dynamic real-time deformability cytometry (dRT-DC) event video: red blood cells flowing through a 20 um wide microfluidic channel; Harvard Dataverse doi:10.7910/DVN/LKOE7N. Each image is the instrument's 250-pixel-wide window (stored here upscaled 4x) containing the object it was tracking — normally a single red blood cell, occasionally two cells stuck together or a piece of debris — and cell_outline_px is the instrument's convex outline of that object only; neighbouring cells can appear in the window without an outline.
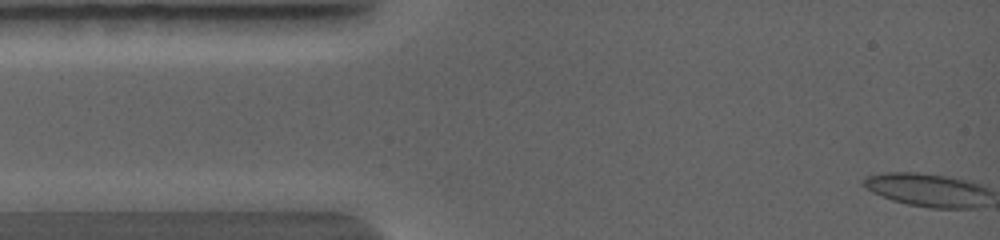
{"species": "common noctule bat (a hibernating species)", "species_latin": "Nyctalus noctula", "temperature_condition": "warm", "stored_images_in_passage": 36, "camera_frame_rate_fps": 5000, "um_per_image_px": 0.085, "animal": {"sex": "female", "body_mass_g": 19.0, "forearm_length_mm": 56.7}, "frame": {"image": 1, "passage_image": 1, "time_ms": 0.0, "image_size_px": [1000, 240], "cell_outline_px": [[972, 204], [956, 208], [936, 208], [912, 204], [896, 200], [884, 196], [868, 188], [868, 184], [880, 176], [932, 176], [952, 180], [964, 184], [972, 188]], "centroid_in_image_um": [78.53, 16.23], "position_along_channel_um": 6.5, "area_um2": 18.32}}
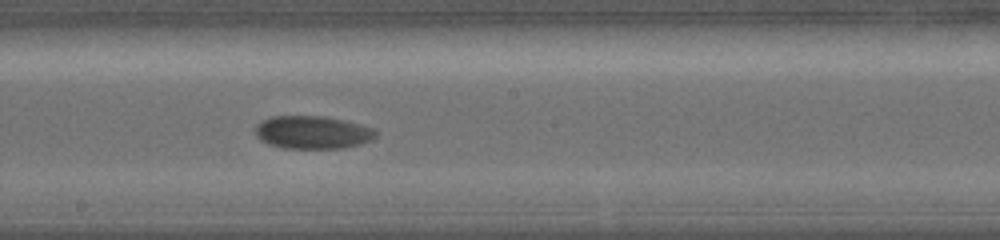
{"frame": {"image": 2, "passage_image": 21, "time_ms": 5.8, "image_size_px": [1000, 240], "cell_outline_px": [[376, 132], [368, 140], [344, 148], [284, 148], [268, 144], [256, 132], [256, 128], [264, 120], [272, 116], [320, 116], [340, 120], [356, 124]], "centroid_in_image_um": [26.49, 11.25], "position_along_channel_um": 221.7, "area_um2": 21.96}}
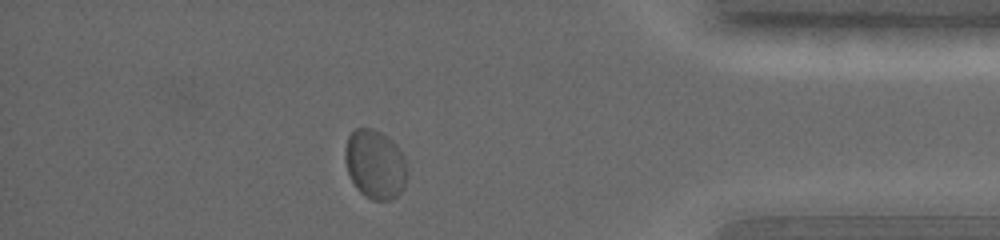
{"frame": {"image": 3, "passage_image": 36, "time_ms": 9.8, "image_size_px": [1000, 240], "cell_outline_px": [[400, 192], [396, 196], [388, 200], [372, 200], [360, 192], [352, 180], [348, 172], [348, 140], [352, 132], [356, 128], [368, 128], [376, 132], [400, 188]], "centroid_in_image_um": [31.51, 14.12], "position_along_channel_um": 403.7, "area_um2": 18.96}}